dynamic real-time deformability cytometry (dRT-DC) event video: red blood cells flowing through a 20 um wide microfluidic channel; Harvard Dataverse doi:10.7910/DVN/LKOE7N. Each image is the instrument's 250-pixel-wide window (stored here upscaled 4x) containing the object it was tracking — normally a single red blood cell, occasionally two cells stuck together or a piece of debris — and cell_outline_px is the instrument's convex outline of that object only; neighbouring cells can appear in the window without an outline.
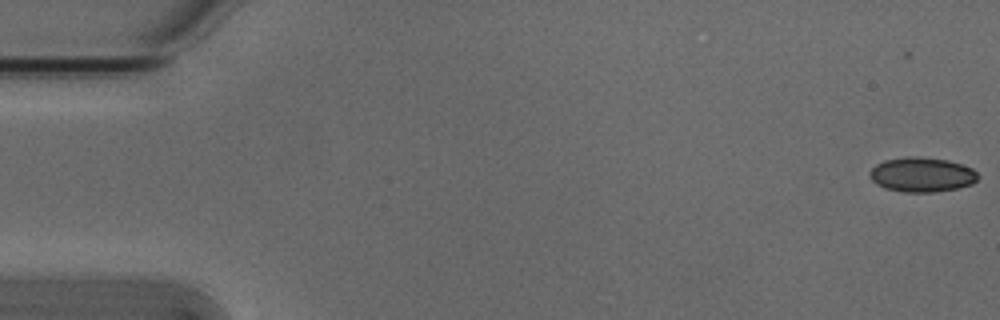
{"species": "Egyptian fruit bat (a non-hibernating species)", "species_latin": "Rousettus aegyptiacus", "temperature_condition": "cold", "stored_images_in_passage": 6, "camera_frame_rate_fps": 3000, "um_per_image_px": 0.085, "animal": {"sex": "male"}, "frame": {"image": 1, "passage_image": 2, "time_ms": 0.333, "image_size_px": [1000, 320], "cell_outline_px": [[980, 176], [972, 184], [956, 188], [932, 192], [904, 192], [884, 188], [876, 184], [872, 180], [868, 172], [876, 164], [884, 160], [908, 156], [920, 156], [948, 160], [972, 168]], "centroid_in_image_um": [78.34, 14.83], "position_along_channel_um": 6.7, "area_um2": 21.91}}
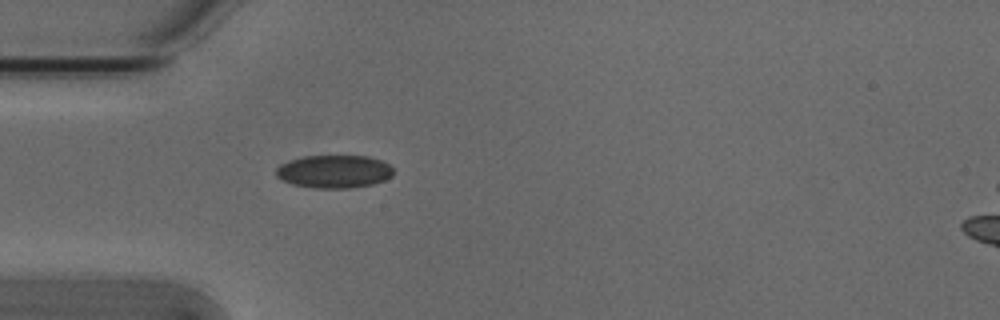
{"frame": {"image": 2, "passage_image": 6, "time_ms": 1.667, "image_size_px": [1000, 320], "cell_outline_px": [[392, 176], [384, 180], [372, 184], [348, 188], [316, 188], [292, 184], [276, 176], [276, 168], [280, 164], [304, 156], [368, 156], [380, 160], [388, 164], [392, 168]], "centroid_in_image_um": [28.4, 14.58], "position_along_channel_um": 56.6, "area_um2": 22.31}}